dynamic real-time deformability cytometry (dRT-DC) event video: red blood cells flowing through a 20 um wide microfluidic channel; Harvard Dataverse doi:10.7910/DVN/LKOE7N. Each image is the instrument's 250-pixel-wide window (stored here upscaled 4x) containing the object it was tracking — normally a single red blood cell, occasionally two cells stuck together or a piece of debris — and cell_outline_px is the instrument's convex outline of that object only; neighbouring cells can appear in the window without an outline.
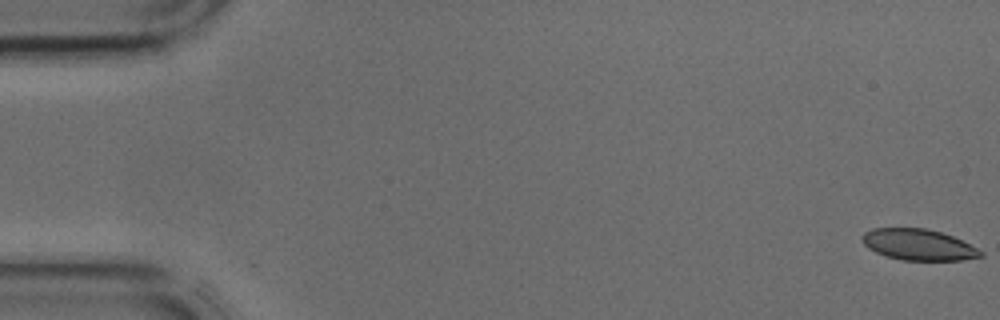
{"species": "common noctule bat (a hibernating species)", "species_latin": "Nyctalus noctula", "temperature_condition": "cold", "stored_images_in_passage": 43, "camera_frame_rate_fps": 3000, "um_per_image_px": 0.085, "animal": {"sex": "male", "body_mass_g": 17.9, "forearm_length_mm": 54.2}, "frame": {"image": 1, "passage_image": 1, "time_ms": 0.0, "image_size_px": [1000, 320], "cell_outline_px": [[984, 256], [964, 260], [900, 260], [876, 252], [868, 248], [860, 240], [860, 236], [864, 232], [872, 228], [928, 228], [952, 236], [984, 252]], "centroid_in_image_um": [78.03, 20.79], "position_along_channel_um": 7.0, "area_um2": 21.5}}
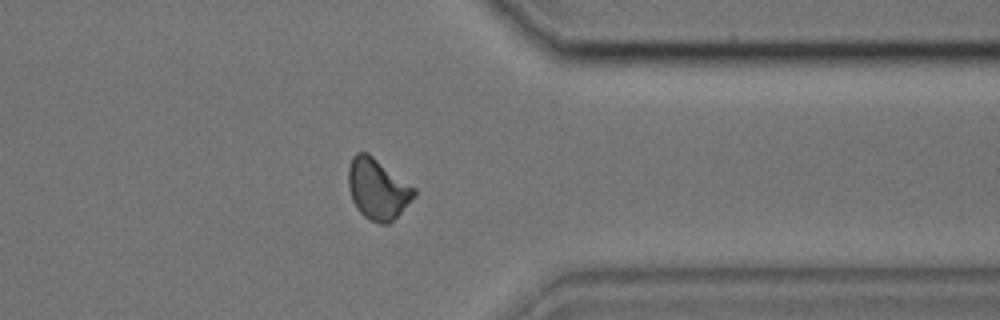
{"frame": {"image": 2, "passage_image": 34, "time_ms": 11.0, "image_size_px": [1000, 320], "cell_outline_px": [[416, 196], [388, 224], [380, 224], [368, 220], [356, 208], [352, 200], [348, 188], [348, 168], [352, 156], [356, 152], [368, 152], [416, 188]], "centroid_in_image_um": [32.08, 16.05], "position_along_channel_um": 379.3, "area_um2": 23.47}}
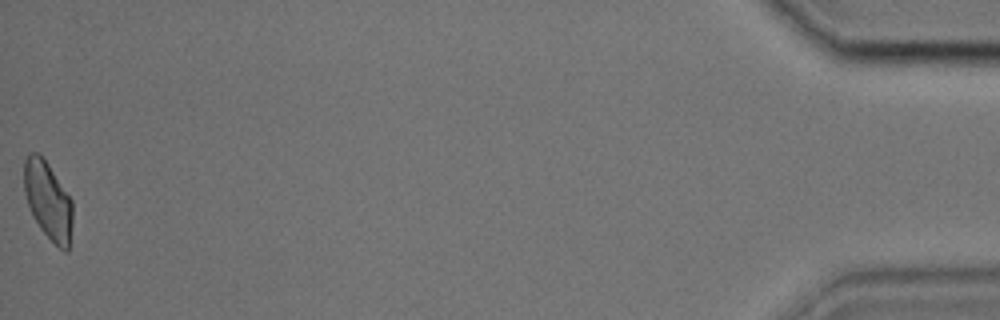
{"frame": {"image": 3, "passage_image": 43, "time_ms": 14.0, "image_size_px": [1000, 320], "cell_outline_px": [[72, 224], [68, 252], [64, 252], [40, 228], [28, 204], [24, 192], [24, 160], [32, 152], [36, 152], [48, 164], [72, 200]], "centroid_in_image_um": [4.09, 17.05], "position_along_channel_um": 431.1, "area_um2": 21.56}}